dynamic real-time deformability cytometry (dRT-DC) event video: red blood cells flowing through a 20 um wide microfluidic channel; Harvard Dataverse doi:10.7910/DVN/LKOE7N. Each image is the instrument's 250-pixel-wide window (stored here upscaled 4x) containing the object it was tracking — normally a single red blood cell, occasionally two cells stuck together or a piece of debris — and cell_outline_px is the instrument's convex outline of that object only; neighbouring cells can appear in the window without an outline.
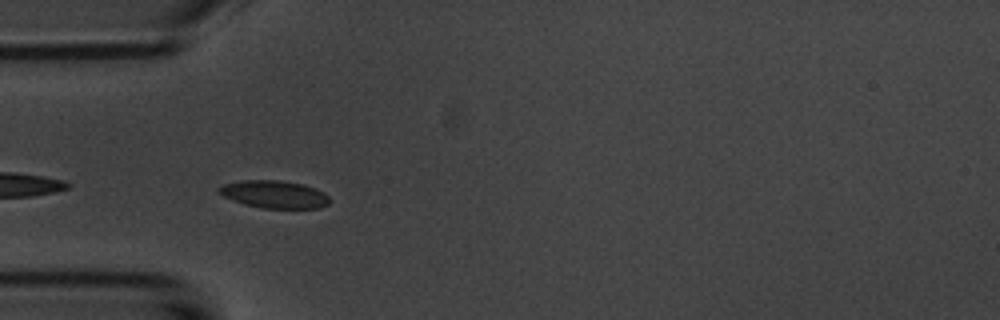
{"species": "common noctule bat (a hibernating species)", "species_latin": "Nyctalus noctula", "temperature_condition": "room temperature", "stored_images_in_passage": 7, "camera_frame_rate_fps": 3000, "um_per_image_px": 0.085, "animal": {"sex": "male", "body_mass_g": 20.1, "forearm_length_mm": 53.5}, "frame": {"image": 1, "passage_image": 6, "time_ms": 6.0, "image_size_px": [1000, 320], "cell_outline_px": [[332, 200], [328, 204], [320, 208], [260, 208], [244, 204], [232, 200], [216, 192], [216, 188], [224, 184], [240, 180], [280, 180], [300, 184], [316, 188], [324, 192]], "centroid_in_image_um": [23.3, 16.52], "position_along_channel_um": 61.7, "area_um2": 17.98}}
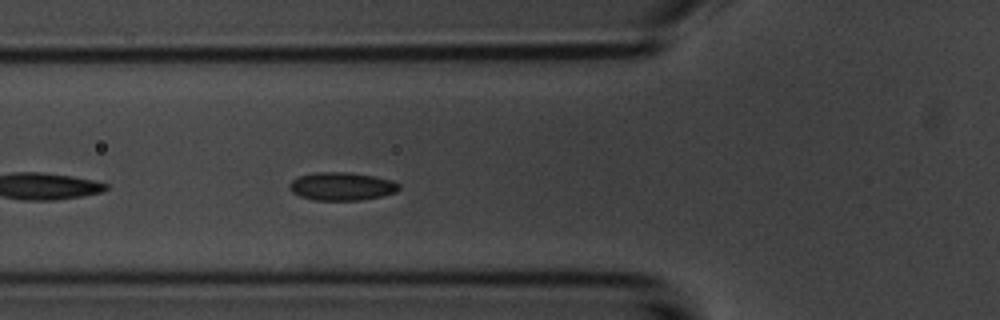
{"frame": {"image": 2, "passage_image": 7, "time_ms": 7.0, "image_size_px": [1000, 320], "cell_outline_px": [[400, 188], [396, 192], [380, 196], [360, 200], [316, 200], [300, 196], [292, 192], [288, 188], [288, 184], [292, 180], [300, 176], [316, 172], [348, 172], [372, 176], [392, 180], [400, 184]], "centroid_in_image_um": [29.03, 15.83], "position_along_channel_um": 96.8, "area_um2": 17.86}}